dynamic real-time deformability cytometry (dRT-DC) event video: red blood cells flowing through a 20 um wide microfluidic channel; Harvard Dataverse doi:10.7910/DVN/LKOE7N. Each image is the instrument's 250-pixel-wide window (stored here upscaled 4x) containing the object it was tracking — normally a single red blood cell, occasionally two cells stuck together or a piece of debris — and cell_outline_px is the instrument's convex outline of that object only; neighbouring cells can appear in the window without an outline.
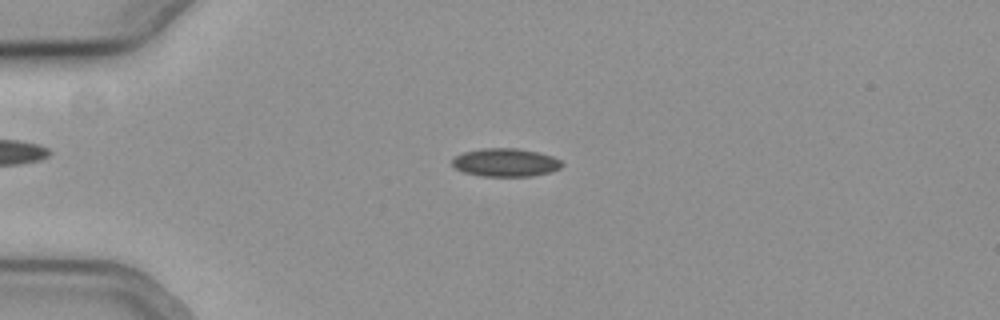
{"species": "common noctule bat (a hibernating species)", "species_latin": "Nyctalus noctula", "temperature_condition": "cold", "stored_images_in_passage": 55, "camera_frame_rate_fps": 3000, "um_per_image_px": 0.085, "animal": {"sex": "female", "body_mass_g": 19.3, "forearm_length_mm": 54.1}, "frame": {"image": 1, "passage_image": 14, "time_ms": 4.333, "image_size_px": [1000, 320], "cell_outline_px": [[564, 164], [560, 168], [552, 172], [532, 176], [484, 176], [464, 172], [456, 168], [452, 164], [452, 156], [464, 152], [484, 148], [516, 148], [540, 152], [552, 156], [560, 160]], "centroid_in_image_um": [42.99, 13.8], "position_along_channel_um": 42.0, "area_um2": 18.15}}
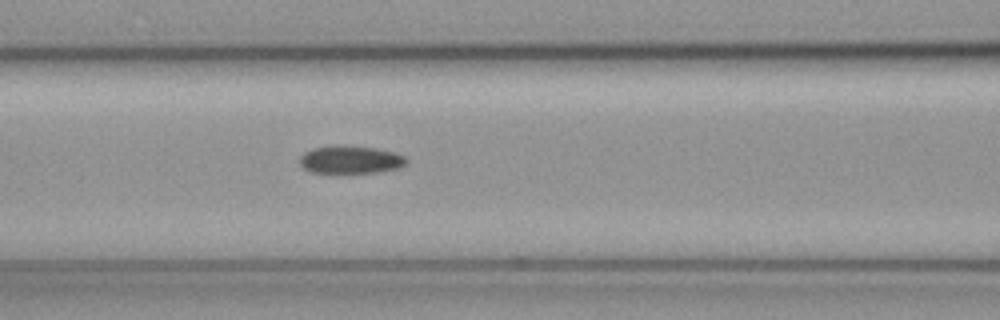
{"frame": {"image": 2, "passage_image": 24, "time_ms": 7.667, "image_size_px": [1000, 320], "cell_outline_px": [[408, 160], [404, 164], [396, 168], [376, 172], [312, 172], [304, 168], [300, 164], [300, 156], [304, 152], [312, 148], [376, 148], [392, 152], [404, 156]], "centroid_in_image_um": [29.78, 13.6], "position_along_channel_um": 136.8, "area_um2": 16.18}}
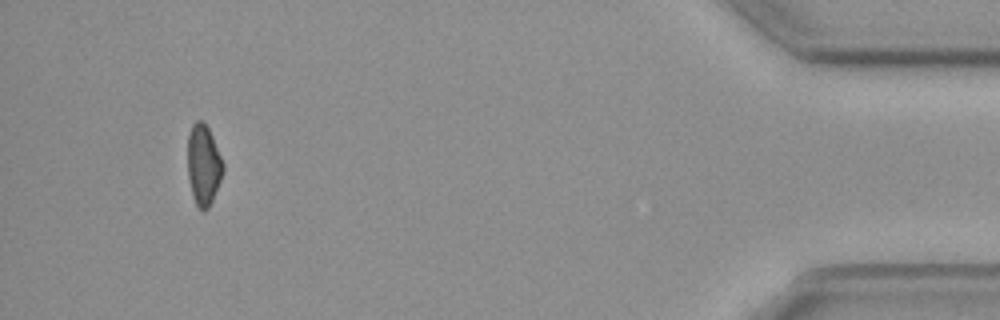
{"frame": {"image": 3, "passage_image": 52, "time_ms": 17.0, "image_size_px": [1000, 320], "cell_outline_px": [[224, 168], [220, 180], [212, 200], [208, 208], [204, 212], [200, 212], [196, 208], [192, 196], [188, 176], [188, 136], [192, 124], [196, 120], [200, 120], [208, 128], [212, 136], [224, 164]], "centroid_in_image_um": [17.28, 14.07], "position_along_channel_um": 417.9, "area_um2": 16.65}}